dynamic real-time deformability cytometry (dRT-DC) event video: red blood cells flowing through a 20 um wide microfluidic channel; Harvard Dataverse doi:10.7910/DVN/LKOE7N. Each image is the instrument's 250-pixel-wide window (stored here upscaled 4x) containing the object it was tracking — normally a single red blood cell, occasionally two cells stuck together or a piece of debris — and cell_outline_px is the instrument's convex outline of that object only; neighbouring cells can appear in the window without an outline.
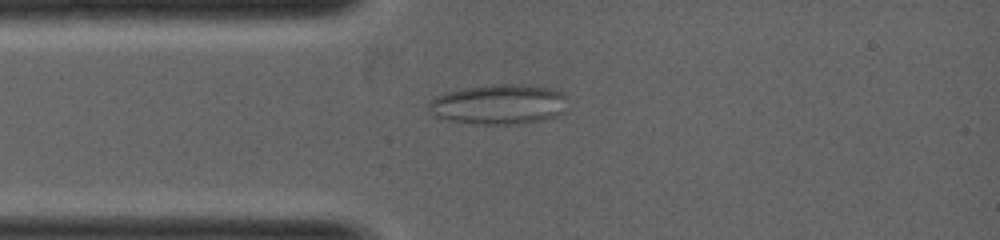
{"species": "common noctule bat (a hibernating species)", "species_latin": "Nyctalus noctula", "temperature_condition": "warm", "stored_images_in_passage": 3, "camera_frame_rate_fps": 5000, "um_per_image_px": 0.085, "animal": {"sex": "female", "body_mass_g": 19.0, "forearm_length_mm": 53.3}, "frame": {"image": 1, "passage_image": 1, "time_ms": 0.0, "image_size_px": [1000, 240], "cell_outline_px": [[568, 96], [564, 112], [556, 116], [540, 120], [520, 124], [476, 124], [448, 120], [432, 116], [428, 108], [428, 104], [436, 96], [460, 88], [496, 84], [528, 84], [548, 88], [564, 92]], "centroid_in_image_um": [42.42, 8.86], "position_along_channel_um": 42.6, "area_um2": 32.77}}
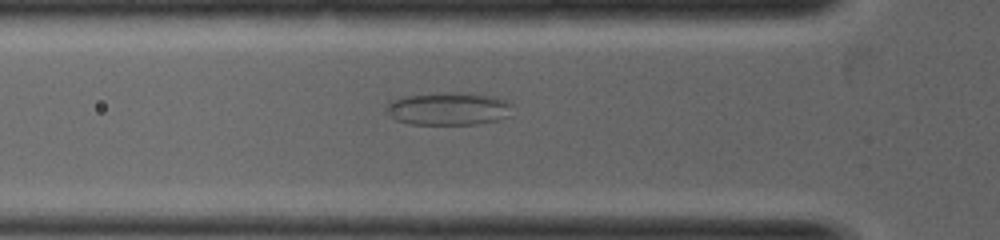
{"frame": {"image": 2, "passage_image": 3, "time_ms": 0.6, "image_size_px": [1000, 240], "cell_outline_px": [[512, 116], [496, 120], [476, 124], [412, 124], [396, 120], [388, 116], [384, 112], [384, 108], [388, 100], [404, 96], [444, 92], [472, 92], [492, 96], [508, 100], [512, 104]], "centroid_in_image_um": [38.11, 9.22], "position_along_channel_um": 87.7, "area_um2": 24.85}}